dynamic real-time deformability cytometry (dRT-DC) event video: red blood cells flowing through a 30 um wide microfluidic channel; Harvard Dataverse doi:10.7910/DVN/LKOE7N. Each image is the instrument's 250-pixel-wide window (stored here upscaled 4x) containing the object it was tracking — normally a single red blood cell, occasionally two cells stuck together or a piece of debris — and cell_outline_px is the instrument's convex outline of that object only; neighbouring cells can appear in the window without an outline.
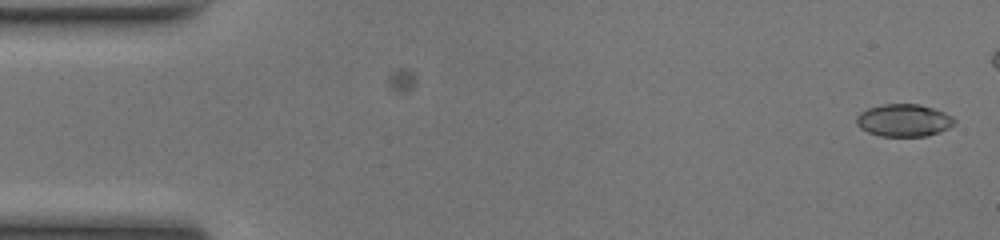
{"species": "common noctule bat (a hibernating species)", "species_latin": "Nyctalus noctula", "temperature_condition": "room temperature", "stored_images_in_passage": 43, "camera_frame_rate_fps": 3000, "um_per_image_px": 0.085, "animal": {"sex": "female", "body_mass_g": 17.0, "forearm_length_mm": 48.0}, "frame": {"image": 1, "passage_image": 1, "time_ms": 0.0, "image_size_px": [1000, 240], "cell_outline_px": [[956, 124], [940, 132], [924, 136], [880, 136], [868, 132], [860, 128], [856, 124], [856, 116], [860, 112], [868, 108], [884, 104], [920, 104], [944, 112], [952, 116], [956, 120]], "centroid_in_image_um": [76.82, 10.23], "position_along_channel_um": 8.2, "area_um2": 18.61}}
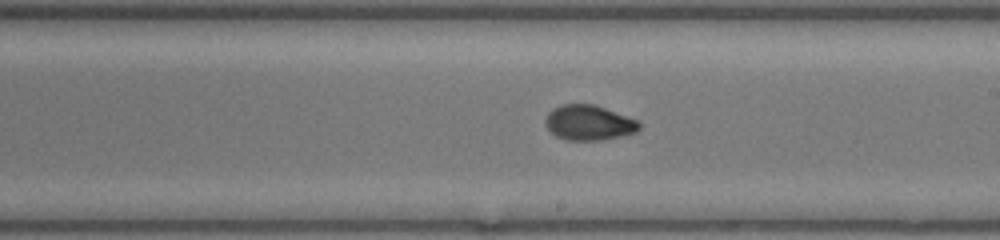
{"frame": {"image": 2, "passage_image": 28, "time_ms": 9.0, "image_size_px": [1000, 240], "cell_outline_px": [[640, 128], [636, 132], [600, 140], [564, 140], [556, 136], [544, 124], [544, 120], [548, 112], [552, 108], [560, 104], [592, 104], [640, 120]], "centroid_in_image_um": [50.03, 10.42], "position_along_channel_um": 239.0, "area_um2": 19.25}}
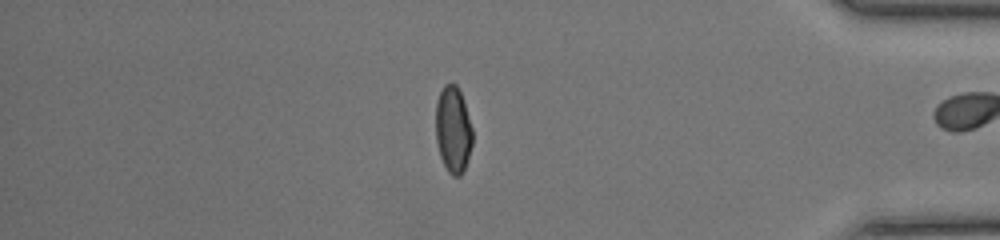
{"frame": {"image": 3, "passage_image": 42, "time_ms": 13.667, "image_size_px": [1000, 240], "cell_outline_px": [[472, 144], [464, 168], [460, 176], [452, 176], [448, 172], [440, 156], [436, 140], [436, 104], [440, 92], [444, 84], [456, 84], [460, 92], [472, 128]], "centroid_in_image_um": [38.5, 11.03], "position_along_channel_um": 396.7, "area_um2": 18.21}, "authors_computed_cell_mechanics": {"area_um2": 19.0162, "velocity_mm_per_s": 4.1668, "shape_relaxation_time_tau1_ms": 4.8014, "shape_relaxation_time_tau2_ms": 1.622, "deformation_change_tau1": 0.1917, "deformation_change_tau2": 0.0415}}